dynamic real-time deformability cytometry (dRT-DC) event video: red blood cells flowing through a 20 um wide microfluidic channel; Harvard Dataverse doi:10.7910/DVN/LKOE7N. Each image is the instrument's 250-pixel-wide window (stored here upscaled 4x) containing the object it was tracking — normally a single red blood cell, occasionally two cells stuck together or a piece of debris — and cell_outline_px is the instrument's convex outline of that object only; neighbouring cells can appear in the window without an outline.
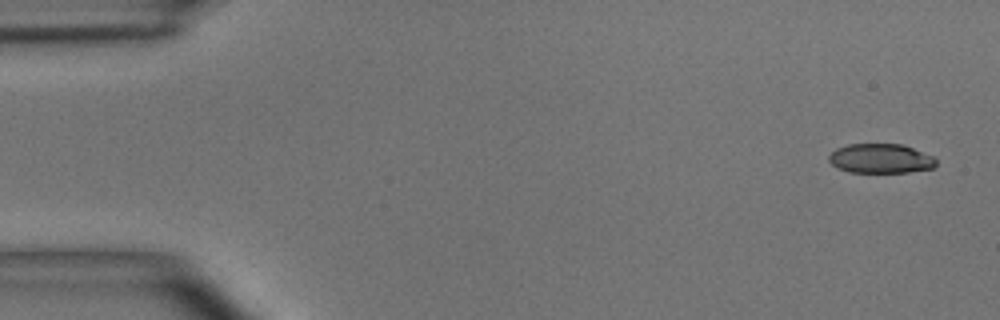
{"species": "common noctule bat (a hibernating species)", "species_latin": "Nyctalus noctula", "temperature_condition": "room temperature", "stored_images_in_passage": 5, "camera_frame_rate_fps": 3000, "um_per_image_px": 0.085, "animal": {"sex": "male", "body_mass_g": 15.6}, "frame": {"image": 1, "passage_image": 1, "time_ms": 0.0, "image_size_px": [1000, 320], "cell_outline_px": [[936, 164], [932, 168], [908, 172], [848, 172], [832, 164], [828, 160], [828, 156], [836, 148], [848, 144], [900, 144], [936, 156]], "centroid_in_image_um": [74.86, 13.47], "position_along_channel_um": 10.1, "area_um2": 18.38}}
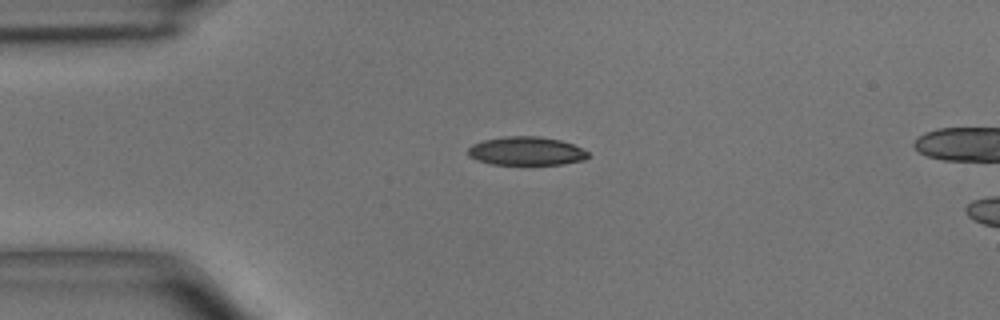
{"frame": {"image": 2, "passage_image": 4, "time_ms": 3.333, "image_size_px": [1000, 320], "cell_outline_px": [[588, 156], [584, 160], [564, 164], [492, 164], [476, 160], [468, 156], [468, 148], [472, 144], [484, 140], [504, 136], [540, 136], [560, 140], [572, 144], [588, 152]], "centroid_in_image_um": [44.71, 12.83], "position_along_channel_um": 40.3, "area_um2": 19.94}}